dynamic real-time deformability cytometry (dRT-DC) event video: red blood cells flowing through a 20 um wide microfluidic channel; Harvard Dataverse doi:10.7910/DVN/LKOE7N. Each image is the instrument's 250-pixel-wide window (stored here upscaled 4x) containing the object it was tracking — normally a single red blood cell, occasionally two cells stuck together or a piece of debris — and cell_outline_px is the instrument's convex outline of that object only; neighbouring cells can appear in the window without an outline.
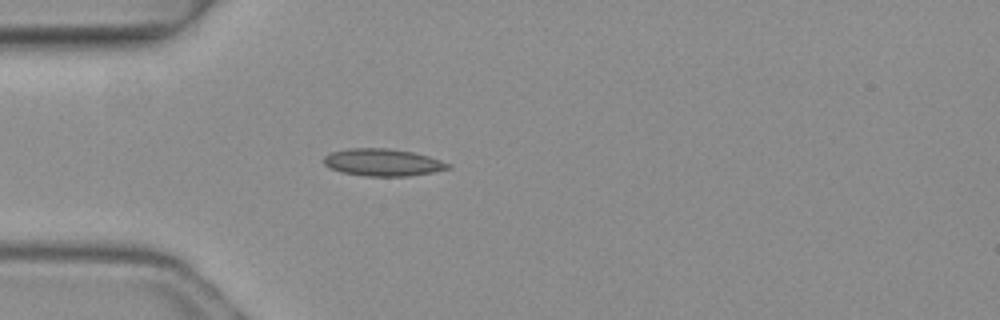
{"species": "common noctule bat (a hibernating species)", "species_latin": "Nyctalus noctula", "temperature_condition": "warm", "stored_images_in_passage": 1, "camera_frame_rate_fps": 3000, "um_per_image_px": 0.085, "animal": {"sex": "female", "body_mass_g": 19.3, "forearm_length_mm": 54.1}, "frame": {"image": 1, "passage_image": 1, "time_ms": 0.0, "image_size_px": [1000, 320], "cell_outline_px": [[452, 168], [432, 172], [408, 176], [364, 176], [340, 172], [328, 168], [324, 164], [324, 156], [332, 152], [348, 148], [388, 148], [412, 152], [428, 156], [452, 164]], "centroid_in_image_um": [32.52, 13.81], "position_along_channel_um": 52.5, "area_um2": 19.83}}